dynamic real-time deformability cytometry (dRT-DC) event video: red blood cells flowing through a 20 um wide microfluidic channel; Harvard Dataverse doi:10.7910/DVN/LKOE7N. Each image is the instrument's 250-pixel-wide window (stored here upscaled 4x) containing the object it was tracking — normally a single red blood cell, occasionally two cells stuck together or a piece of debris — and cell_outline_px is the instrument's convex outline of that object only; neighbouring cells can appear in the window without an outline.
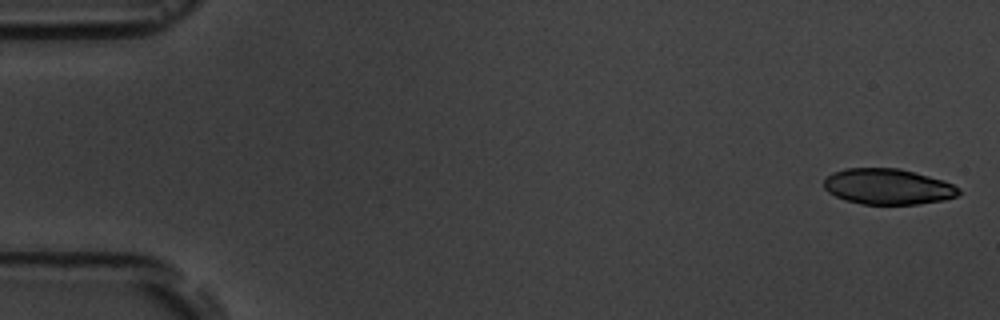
{"species": "common noctule bat (a hibernating species)", "species_latin": "Nyctalus noctula", "temperature_condition": "room temperature", "stored_images_in_passage": 6, "segment_of_instrument_passage": [1, 2], "camera_frame_rate_fps": 3000, "um_per_image_px": 0.085, "animal": {"sex": "male", "body_mass_g": 19.5, "forearm_length_mm": 54.6}, "frame": {"image": 1, "passage_image": 1, "time_ms": 0.0, "image_size_px": [1000, 320], "cell_outline_px": [[960, 192], [956, 196], [944, 200], [920, 204], [864, 204], [844, 200], [828, 192], [824, 188], [824, 180], [832, 172], [844, 168], [900, 168], [944, 180], [960, 188]], "centroid_in_image_um": [75.47, 15.86], "position_along_channel_um": 9.5, "area_um2": 28.21}}